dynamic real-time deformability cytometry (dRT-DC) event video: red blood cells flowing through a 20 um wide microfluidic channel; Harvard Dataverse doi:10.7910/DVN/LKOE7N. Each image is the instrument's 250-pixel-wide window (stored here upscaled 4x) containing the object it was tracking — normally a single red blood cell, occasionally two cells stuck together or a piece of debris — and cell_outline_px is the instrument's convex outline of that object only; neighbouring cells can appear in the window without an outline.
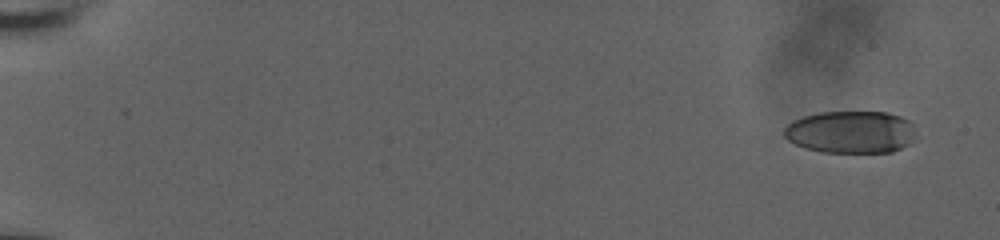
{"species": "human", "species_latin": "Homo sapiens", "temperature_condition": "room temperature", "stored_images_in_passage": 18, "camera_frame_rate_fps": 3000, "um_per_image_px": 0.085, "donor": {"sex": "male"}, "frame": {"image": 1, "passage_image": 1, "time_ms": 0.0, "image_size_px": [1000, 240], "cell_outline_px": [[912, 140], [908, 144], [892, 152], [820, 152], [804, 148], [788, 140], [784, 136], [784, 128], [792, 120], [804, 116], [820, 112], [888, 112], [900, 116], [908, 120], [912, 124]], "centroid_in_image_um": [72.27, 11.22], "position_along_channel_um": 12.7, "area_um2": 32.43}}
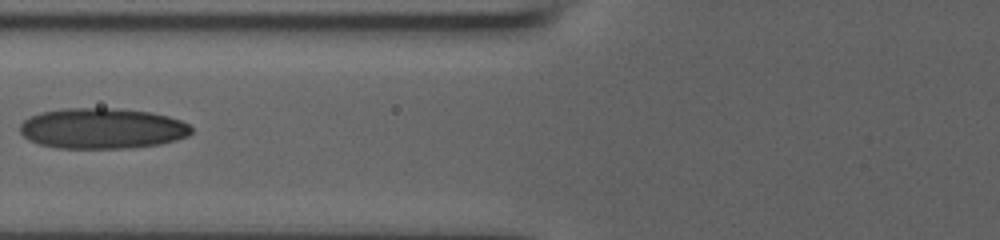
{"frame": {"image": 2, "passage_image": 13, "time_ms": 4.0, "image_size_px": [1000, 240], "cell_outline_px": [[192, 132], [188, 136], [176, 140], [160, 144], [128, 148], [56, 148], [40, 144], [28, 140], [20, 132], [20, 124], [28, 116], [40, 112], [64, 108], [112, 108], [152, 112], [168, 116], [180, 120], [188, 124], [192, 128]], "centroid_in_image_um": [8.67, 10.91], "position_along_channel_um": 117.1, "area_um2": 40.81}}
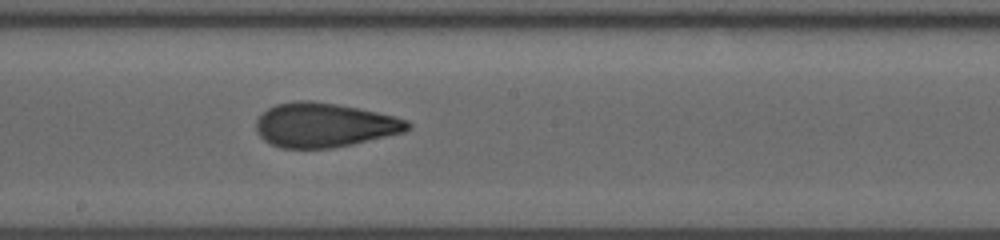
{"frame": {"image": 3, "passage_image": 18, "time_ms": 5.667, "image_size_px": [1000, 240], "cell_outline_px": [[412, 128], [404, 132], [352, 144], [332, 148], [280, 148], [264, 140], [256, 132], [256, 120], [268, 108], [276, 104], [292, 100], [312, 100], [336, 104], [396, 116], [408, 120], [412, 124]], "centroid_in_image_um": [27.57, 10.62], "position_along_channel_um": 220.6, "area_um2": 39.19}}